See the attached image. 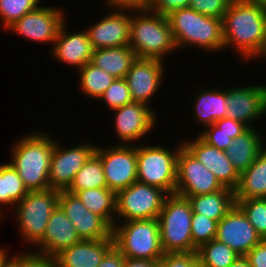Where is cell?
<instances>
[{
  "label": "cell",
  "instance_id": "obj_39",
  "mask_svg": "<svg viewBox=\"0 0 266 267\" xmlns=\"http://www.w3.org/2000/svg\"><path fill=\"white\" fill-rule=\"evenodd\" d=\"M232 0H190L189 8L205 16L223 19Z\"/></svg>",
  "mask_w": 266,
  "mask_h": 267
},
{
  "label": "cell",
  "instance_id": "obj_49",
  "mask_svg": "<svg viewBox=\"0 0 266 267\" xmlns=\"http://www.w3.org/2000/svg\"><path fill=\"white\" fill-rule=\"evenodd\" d=\"M230 267H251V265L246 256L239 255Z\"/></svg>",
  "mask_w": 266,
  "mask_h": 267
},
{
  "label": "cell",
  "instance_id": "obj_26",
  "mask_svg": "<svg viewBox=\"0 0 266 267\" xmlns=\"http://www.w3.org/2000/svg\"><path fill=\"white\" fill-rule=\"evenodd\" d=\"M235 200L266 197V146L254 162L240 174L234 189Z\"/></svg>",
  "mask_w": 266,
  "mask_h": 267
},
{
  "label": "cell",
  "instance_id": "obj_18",
  "mask_svg": "<svg viewBox=\"0 0 266 267\" xmlns=\"http://www.w3.org/2000/svg\"><path fill=\"white\" fill-rule=\"evenodd\" d=\"M215 239L243 256L262 241L255 228L236 204L218 222Z\"/></svg>",
  "mask_w": 266,
  "mask_h": 267
},
{
  "label": "cell",
  "instance_id": "obj_35",
  "mask_svg": "<svg viewBox=\"0 0 266 267\" xmlns=\"http://www.w3.org/2000/svg\"><path fill=\"white\" fill-rule=\"evenodd\" d=\"M41 2L42 0H0V20L3 30L23 15L35 10Z\"/></svg>",
  "mask_w": 266,
  "mask_h": 267
},
{
  "label": "cell",
  "instance_id": "obj_7",
  "mask_svg": "<svg viewBox=\"0 0 266 267\" xmlns=\"http://www.w3.org/2000/svg\"><path fill=\"white\" fill-rule=\"evenodd\" d=\"M112 236L125 258L158 261L164 255L157 219L115 222Z\"/></svg>",
  "mask_w": 266,
  "mask_h": 267
},
{
  "label": "cell",
  "instance_id": "obj_33",
  "mask_svg": "<svg viewBox=\"0 0 266 267\" xmlns=\"http://www.w3.org/2000/svg\"><path fill=\"white\" fill-rule=\"evenodd\" d=\"M200 267H230L239 254L224 243L211 240L197 249Z\"/></svg>",
  "mask_w": 266,
  "mask_h": 267
},
{
  "label": "cell",
  "instance_id": "obj_12",
  "mask_svg": "<svg viewBox=\"0 0 266 267\" xmlns=\"http://www.w3.org/2000/svg\"><path fill=\"white\" fill-rule=\"evenodd\" d=\"M114 115V131L119 144L135 145L156 128L157 116L153 107L140 102H132L111 110Z\"/></svg>",
  "mask_w": 266,
  "mask_h": 267
},
{
  "label": "cell",
  "instance_id": "obj_15",
  "mask_svg": "<svg viewBox=\"0 0 266 267\" xmlns=\"http://www.w3.org/2000/svg\"><path fill=\"white\" fill-rule=\"evenodd\" d=\"M226 88L227 118L246 124L249 128L266 115V85L255 84ZM264 115V116H263ZM258 120V121H257ZM253 124V125H252Z\"/></svg>",
  "mask_w": 266,
  "mask_h": 267
},
{
  "label": "cell",
  "instance_id": "obj_48",
  "mask_svg": "<svg viewBox=\"0 0 266 267\" xmlns=\"http://www.w3.org/2000/svg\"><path fill=\"white\" fill-rule=\"evenodd\" d=\"M8 252L7 248L0 246V267H9L10 255H8Z\"/></svg>",
  "mask_w": 266,
  "mask_h": 267
},
{
  "label": "cell",
  "instance_id": "obj_44",
  "mask_svg": "<svg viewBox=\"0 0 266 267\" xmlns=\"http://www.w3.org/2000/svg\"><path fill=\"white\" fill-rule=\"evenodd\" d=\"M245 256L251 267H266V239L253 247Z\"/></svg>",
  "mask_w": 266,
  "mask_h": 267
},
{
  "label": "cell",
  "instance_id": "obj_20",
  "mask_svg": "<svg viewBox=\"0 0 266 267\" xmlns=\"http://www.w3.org/2000/svg\"><path fill=\"white\" fill-rule=\"evenodd\" d=\"M183 147L205 167L208 168L224 187L235 189L240 174L234 168L225 151L208 145L198 135L194 140H182Z\"/></svg>",
  "mask_w": 266,
  "mask_h": 267
},
{
  "label": "cell",
  "instance_id": "obj_17",
  "mask_svg": "<svg viewBox=\"0 0 266 267\" xmlns=\"http://www.w3.org/2000/svg\"><path fill=\"white\" fill-rule=\"evenodd\" d=\"M158 59L137 58L131 65L125 79L133 102L151 105L164 79L166 66Z\"/></svg>",
  "mask_w": 266,
  "mask_h": 267
},
{
  "label": "cell",
  "instance_id": "obj_19",
  "mask_svg": "<svg viewBox=\"0 0 266 267\" xmlns=\"http://www.w3.org/2000/svg\"><path fill=\"white\" fill-rule=\"evenodd\" d=\"M109 10L108 15L85 29L95 50L129 46L130 10Z\"/></svg>",
  "mask_w": 266,
  "mask_h": 267
},
{
  "label": "cell",
  "instance_id": "obj_29",
  "mask_svg": "<svg viewBox=\"0 0 266 267\" xmlns=\"http://www.w3.org/2000/svg\"><path fill=\"white\" fill-rule=\"evenodd\" d=\"M75 195L94 214L102 217L112 228L116 220V193L107 187L79 190Z\"/></svg>",
  "mask_w": 266,
  "mask_h": 267
},
{
  "label": "cell",
  "instance_id": "obj_13",
  "mask_svg": "<svg viewBox=\"0 0 266 267\" xmlns=\"http://www.w3.org/2000/svg\"><path fill=\"white\" fill-rule=\"evenodd\" d=\"M91 143L88 141L66 148L56 139L49 172L51 189L60 191L66 190L70 186L76 173L96 151L98 144Z\"/></svg>",
  "mask_w": 266,
  "mask_h": 267
},
{
  "label": "cell",
  "instance_id": "obj_27",
  "mask_svg": "<svg viewBox=\"0 0 266 267\" xmlns=\"http://www.w3.org/2000/svg\"><path fill=\"white\" fill-rule=\"evenodd\" d=\"M182 197L188 198L193 213L202 214L218 222L236 204L234 190L228 187L211 194Z\"/></svg>",
  "mask_w": 266,
  "mask_h": 267
},
{
  "label": "cell",
  "instance_id": "obj_11",
  "mask_svg": "<svg viewBox=\"0 0 266 267\" xmlns=\"http://www.w3.org/2000/svg\"><path fill=\"white\" fill-rule=\"evenodd\" d=\"M63 8L39 5L35 10L23 15L20 19L10 25L6 32L35 43L54 44L61 25L68 16ZM67 17V18H66Z\"/></svg>",
  "mask_w": 266,
  "mask_h": 267
},
{
  "label": "cell",
  "instance_id": "obj_8",
  "mask_svg": "<svg viewBox=\"0 0 266 267\" xmlns=\"http://www.w3.org/2000/svg\"><path fill=\"white\" fill-rule=\"evenodd\" d=\"M183 146L182 140L176 148L164 145H137V181L175 194L177 179V159Z\"/></svg>",
  "mask_w": 266,
  "mask_h": 267
},
{
  "label": "cell",
  "instance_id": "obj_50",
  "mask_svg": "<svg viewBox=\"0 0 266 267\" xmlns=\"http://www.w3.org/2000/svg\"><path fill=\"white\" fill-rule=\"evenodd\" d=\"M264 40H263V44H262V48L259 52V59H263L265 58L266 61V20H265V30H264Z\"/></svg>",
  "mask_w": 266,
  "mask_h": 267
},
{
  "label": "cell",
  "instance_id": "obj_9",
  "mask_svg": "<svg viewBox=\"0 0 266 267\" xmlns=\"http://www.w3.org/2000/svg\"><path fill=\"white\" fill-rule=\"evenodd\" d=\"M167 196L160 188L136 181L116 193L115 222L157 219Z\"/></svg>",
  "mask_w": 266,
  "mask_h": 267
},
{
  "label": "cell",
  "instance_id": "obj_25",
  "mask_svg": "<svg viewBox=\"0 0 266 267\" xmlns=\"http://www.w3.org/2000/svg\"><path fill=\"white\" fill-rule=\"evenodd\" d=\"M257 127L249 128L245 133L233 139L225 150L234 168L241 174L256 159L258 153L266 146L262 134Z\"/></svg>",
  "mask_w": 266,
  "mask_h": 267
},
{
  "label": "cell",
  "instance_id": "obj_37",
  "mask_svg": "<svg viewBox=\"0 0 266 267\" xmlns=\"http://www.w3.org/2000/svg\"><path fill=\"white\" fill-rule=\"evenodd\" d=\"M108 110L132 103L131 93L125 78H117L98 99Z\"/></svg>",
  "mask_w": 266,
  "mask_h": 267
},
{
  "label": "cell",
  "instance_id": "obj_28",
  "mask_svg": "<svg viewBox=\"0 0 266 267\" xmlns=\"http://www.w3.org/2000/svg\"><path fill=\"white\" fill-rule=\"evenodd\" d=\"M136 59L129 46H121L94 50L91 63L117 79L126 77Z\"/></svg>",
  "mask_w": 266,
  "mask_h": 267
},
{
  "label": "cell",
  "instance_id": "obj_23",
  "mask_svg": "<svg viewBox=\"0 0 266 267\" xmlns=\"http://www.w3.org/2000/svg\"><path fill=\"white\" fill-rule=\"evenodd\" d=\"M114 246L113 236L102 240H81L53 257L56 267H98Z\"/></svg>",
  "mask_w": 266,
  "mask_h": 267
},
{
  "label": "cell",
  "instance_id": "obj_41",
  "mask_svg": "<svg viewBox=\"0 0 266 267\" xmlns=\"http://www.w3.org/2000/svg\"><path fill=\"white\" fill-rule=\"evenodd\" d=\"M242 134H225L217 133V126L215 124L208 126L198 134V136L208 145L217 147L219 150L225 151L233 139Z\"/></svg>",
  "mask_w": 266,
  "mask_h": 267
},
{
  "label": "cell",
  "instance_id": "obj_47",
  "mask_svg": "<svg viewBox=\"0 0 266 267\" xmlns=\"http://www.w3.org/2000/svg\"><path fill=\"white\" fill-rule=\"evenodd\" d=\"M123 267H157V261L124 257Z\"/></svg>",
  "mask_w": 266,
  "mask_h": 267
},
{
  "label": "cell",
  "instance_id": "obj_40",
  "mask_svg": "<svg viewBox=\"0 0 266 267\" xmlns=\"http://www.w3.org/2000/svg\"><path fill=\"white\" fill-rule=\"evenodd\" d=\"M157 267H200L197 252L164 253Z\"/></svg>",
  "mask_w": 266,
  "mask_h": 267
},
{
  "label": "cell",
  "instance_id": "obj_16",
  "mask_svg": "<svg viewBox=\"0 0 266 267\" xmlns=\"http://www.w3.org/2000/svg\"><path fill=\"white\" fill-rule=\"evenodd\" d=\"M59 206L75 226L81 240H102L112 237L113 228L102 217L88 210L75 194L60 190Z\"/></svg>",
  "mask_w": 266,
  "mask_h": 267
},
{
  "label": "cell",
  "instance_id": "obj_46",
  "mask_svg": "<svg viewBox=\"0 0 266 267\" xmlns=\"http://www.w3.org/2000/svg\"><path fill=\"white\" fill-rule=\"evenodd\" d=\"M124 256L113 246L104 256L98 267H123Z\"/></svg>",
  "mask_w": 266,
  "mask_h": 267
},
{
  "label": "cell",
  "instance_id": "obj_10",
  "mask_svg": "<svg viewBox=\"0 0 266 267\" xmlns=\"http://www.w3.org/2000/svg\"><path fill=\"white\" fill-rule=\"evenodd\" d=\"M102 146V147H101ZM107 188L117 193L137 181V145H97Z\"/></svg>",
  "mask_w": 266,
  "mask_h": 267
},
{
  "label": "cell",
  "instance_id": "obj_36",
  "mask_svg": "<svg viewBox=\"0 0 266 267\" xmlns=\"http://www.w3.org/2000/svg\"><path fill=\"white\" fill-rule=\"evenodd\" d=\"M218 221L202 214L193 213L191 221V237L193 245L198 249L202 244L215 239Z\"/></svg>",
  "mask_w": 266,
  "mask_h": 267
},
{
  "label": "cell",
  "instance_id": "obj_5",
  "mask_svg": "<svg viewBox=\"0 0 266 267\" xmlns=\"http://www.w3.org/2000/svg\"><path fill=\"white\" fill-rule=\"evenodd\" d=\"M59 205V190L29 191L14 209L20 239L30 249L42 242L50 215Z\"/></svg>",
  "mask_w": 266,
  "mask_h": 267
},
{
  "label": "cell",
  "instance_id": "obj_30",
  "mask_svg": "<svg viewBox=\"0 0 266 267\" xmlns=\"http://www.w3.org/2000/svg\"><path fill=\"white\" fill-rule=\"evenodd\" d=\"M19 173L9 164H0V216L4 218V206L15 207L28 193ZM4 205V206H3Z\"/></svg>",
  "mask_w": 266,
  "mask_h": 267
},
{
  "label": "cell",
  "instance_id": "obj_1",
  "mask_svg": "<svg viewBox=\"0 0 266 267\" xmlns=\"http://www.w3.org/2000/svg\"><path fill=\"white\" fill-rule=\"evenodd\" d=\"M265 20L266 8L242 0H232L222 19L224 50L234 48L233 51L244 62L259 59Z\"/></svg>",
  "mask_w": 266,
  "mask_h": 267
},
{
  "label": "cell",
  "instance_id": "obj_34",
  "mask_svg": "<svg viewBox=\"0 0 266 267\" xmlns=\"http://www.w3.org/2000/svg\"><path fill=\"white\" fill-rule=\"evenodd\" d=\"M262 240L266 239V199L235 200Z\"/></svg>",
  "mask_w": 266,
  "mask_h": 267
},
{
  "label": "cell",
  "instance_id": "obj_42",
  "mask_svg": "<svg viewBox=\"0 0 266 267\" xmlns=\"http://www.w3.org/2000/svg\"><path fill=\"white\" fill-rule=\"evenodd\" d=\"M190 0H154L150 9L163 16H167L174 10L189 7Z\"/></svg>",
  "mask_w": 266,
  "mask_h": 267
},
{
  "label": "cell",
  "instance_id": "obj_38",
  "mask_svg": "<svg viewBox=\"0 0 266 267\" xmlns=\"http://www.w3.org/2000/svg\"><path fill=\"white\" fill-rule=\"evenodd\" d=\"M9 267H56L54 259L27 248L9 258Z\"/></svg>",
  "mask_w": 266,
  "mask_h": 267
},
{
  "label": "cell",
  "instance_id": "obj_3",
  "mask_svg": "<svg viewBox=\"0 0 266 267\" xmlns=\"http://www.w3.org/2000/svg\"><path fill=\"white\" fill-rule=\"evenodd\" d=\"M166 17L177 52L191 46L213 54L224 50L222 19L205 16L189 7L174 10Z\"/></svg>",
  "mask_w": 266,
  "mask_h": 267
},
{
  "label": "cell",
  "instance_id": "obj_31",
  "mask_svg": "<svg viewBox=\"0 0 266 267\" xmlns=\"http://www.w3.org/2000/svg\"><path fill=\"white\" fill-rule=\"evenodd\" d=\"M76 73L79 76L81 92L87 97L97 100L112 85L116 78L106 71L96 67L91 62L79 69Z\"/></svg>",
  "mask_w": 266,
  "mask_h": 267
},
{
  "label": "cell",
  "instance_id": "obj_43",
  "mask_svg": "<svg viewBox=\"0 0 266 267\" xmlns=\"http://www.w3.org/2000/svg\"><path fill=\"white\" fill-rule=\"evenodd\" d=\"M214 124L217 126V133L243 134L249 129L246 124L227 117L215 121Z\"/></svg>",
  "mask_w": 266,
  "mask_h": 267
},
{
  "label": "cell",
  "instance_id": "obj_24",
  "mask_svg": "<svg viewBox=\"0 0 266 267\" xmlns=\"http://www.w3.org/2000/svg\"><path fill=\"white\" fill-rule=\"evenodd\" d=\"M192 99L191 114L196 124L204 129L211 126L215 121L223 119L227 115L226 88H197ZM201 89V90H200Z\"/></svg>",
  "mask_w": 266,
  "mask_h": 267
},
{
  "label": "cell",
  "instance_id": "obj_6",
  "mask_svg": "<svg viewBox=\"0 0 266 267\" xmlns=\"http://www.w3.org/2000/svg\"><path fill=\"white\" fill-rule=\"evenodd\" d=\"M192 214L188 198L177 194L165 198L157 217L164 253L197 252L191 237Z\"/></svg>",
  "mask_w": 266,
  "mask_h": 267
},
{
  "label": "cell",
  "instance_id": "obj_4",
  "mask_svg": "<svg viewBox=\"0 0 266 267\" xmlns=\"http://www.w3.org/2000/svg\"><path fill=\"white\" fill-rule=\"evenodd\" d=\"M129 47L137 58L166 60L177 47L167 17L146 10H130Z\"/></svg>",
  "mask_w": 266,
  "mask_h": 267
},
{
  "label": "cell",
  "instance_id": "obj_45",
  "mask_svg": "<svg viewBox=\"0 0 266 267\" xmlns=\"http://www.w3.org/2000/svg\"><path fill=\"white\" fill-rule=\"evenodd\" d=\"M108 9L146 10V0H106Z\"/></svg>",
  "mask_w": 266,
  "mask_h": 267
},
{
  "label": "cell",
  "instance_id": "obj_14",
  "mask_svg": "<svg viewBox=\"0 0 266 267\" xmlns=\"http://www.w3.org/2000/svg\"><path fill=\"white\" fill-rule=\"evenodd\" d=\"M223 188L224 186L216 176L182 146L177 159L175 194L179 196L203 195Z\"/></svg>",
  "mask_w": 266,
  "mask_h": 267
},
{
  "label": "cell",
  "instance_id": "obj_2",
  "mask_svg": "<svg viewBox=\"0 0 266 267\" xmlns=\"http://www.w3.org/2000/svg\"><path fill=\"white\" fill-rule=\"evenodd\" d=\"M56 139L41 131L19 137L12 144L10 162L28 191L50 189L49 172Z\"/></svg>",
  "mask_w": 266,
  "mask_h": 267
},
{
  "label": "cell",
  "instance_id": "obj_32",
  "mask_svg": "<svg viewBox=\"0 0 266 267\" xmlns=\"http://www.w3.org/2000/svg\"><path fill=\"white\" fill-rule=\"evenodd\" d=\"M107 187L101 158L94 153L76 173L67 192L75 194L79 190Z\"/></svg>",
  "mask_w": 266,
  "mask_h": 267
},
{
  "label": "cell",
  "instance_id": "obj_51",
  "mask_svg": "<svg viewBox=\"0 0 266 267\" xmlns=\"http://www.w3.org/2000/svg\"><path fill=\"white\" fill-rule=\"evenodd\" d=\"M251 4H256L266 8V0H242Z\"/></svg>",
  "mask_w": 266,
  "mask_h": 267
},
{
  "label": "cell",
  "instance_id": "obj_52",
  "mask_svg": "<svg viewBox=\"0 0 266 267\" xmlns=\"http://www.w3.org/2000/svg\"><path fill=\"white\" fill-rule=\"evenodd\" d=\"M154 0H146V8L149 9L150 8V5L151 3L153 2Z\"/></svg>",
  "mask_w": 266,
  "mask_h": 267
},
{
  "label": "cell",
  "instance_id": "obj_22",
  "mask_svg": "<svg viewBox=\"0 0 266 267\" xmlns=\"http://www.w3.org/2000/svg\"><path fill=\"white\" fill-rule=\"evenodd\" d=\"M81 241L75 226L58 205L50 215L42 242L34 252L54 257L60 251Z\"/></svg>",
  "mask_w": 266,
  "mask_h": 267
},
{
  "label": "cell",
  "instance_id": "obj_21",
  "mask_svg": "<svg viewBox=\"0 0 266 267\" xmlns=\"http://www.w3.org/2000/svg\"><path fill=\"white\" fill-rule=\"evenodd\" d=\"M67 20L61 25L51 54L56 61L75 67L76 71L91 62L94 47L88 38L86 30L76 33L68 32Z\"/></svg>",
  "mask_w": 266,
  "mask_h": 267
}]
</instances>
